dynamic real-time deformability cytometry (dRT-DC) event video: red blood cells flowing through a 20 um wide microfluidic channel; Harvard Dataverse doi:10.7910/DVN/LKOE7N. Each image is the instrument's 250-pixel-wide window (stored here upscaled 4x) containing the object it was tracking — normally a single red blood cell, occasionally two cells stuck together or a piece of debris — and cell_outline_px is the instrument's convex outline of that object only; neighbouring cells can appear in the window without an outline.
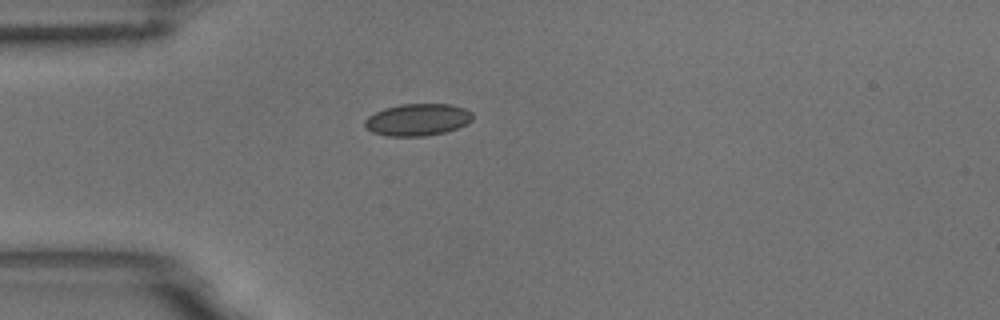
{"species": "common noctule bat (a hibernating species)", "species_latin": "Nyctalus noctula", "temperature_condition": "room temperature", "stored_images_in_passage": 3, "camera_frame_rate_fps": 3000, "um_per_image_px": 0.085, "animal": {"sex": "male", "body_mass_g": 18.8}, "frame": {"image": 1, "passage_image": 3, "time_ms": 0.667, "image_size_px": [1000, 320], "cell_outline_px": [[472, 120], [456, 128], [444, 132], [424, 136], [388, 136], [372, 132], [364, 124], [364, 120], [368, 116], [384, 108], [400, 104], [452, 104], [464, 108], [472, 112]], "centroid_in_image_um": [35.48, 10.16], "position_along_channel_um": 49.5, "area_um2": 20.0}}